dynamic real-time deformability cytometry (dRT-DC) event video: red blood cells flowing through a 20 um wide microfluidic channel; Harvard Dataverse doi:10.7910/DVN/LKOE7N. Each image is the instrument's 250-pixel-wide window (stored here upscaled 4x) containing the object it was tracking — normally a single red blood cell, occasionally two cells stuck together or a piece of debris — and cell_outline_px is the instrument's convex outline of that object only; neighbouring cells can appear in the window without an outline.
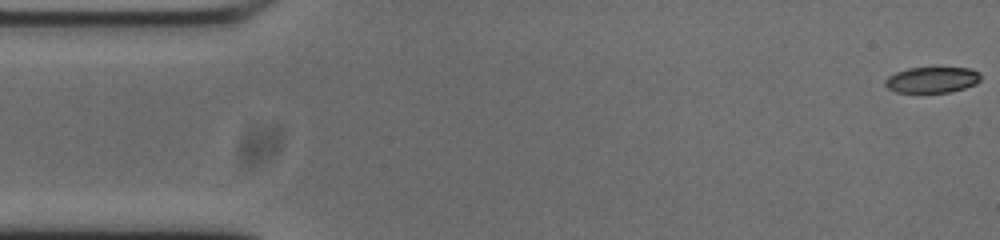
{"species": "common noctule bat (a hibernating species)", "species_latin": "Nyctalus noctula", "temperature_condition": "cold", "stored_images_in_passage": 54, "camera_frame_rate_fps": 3000, "um_per_image_px": 0.085, "animal": {"sex": "male", "body_mass_g": 20.0, "forearm_length_mm": 53.3}, "frame": {"image": 1, "passage_image": 1, "time_ms": 0.0, "image_size_px": [1000, 240], "cell_outline_px": [[980, 80], [976, 84], [964, 88], [948, 92], [896, 92], [888, 88], [884, 84], [884, 80], [888, 76], [896, 72], [908, 68], [968, 68], [980, 72]], "centroid_in_image_um": [79.21, 6.78], "position_along_channel_um": 5.8, "area_um2": 14.33}}
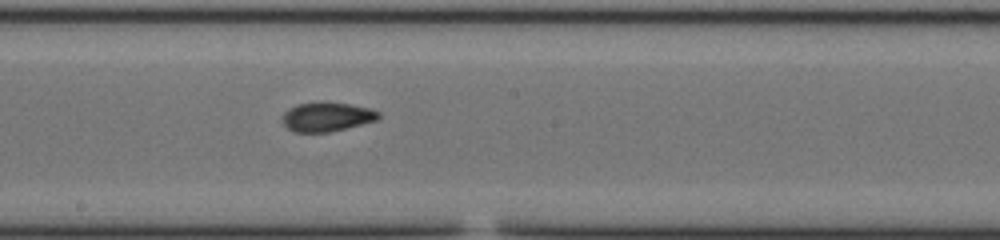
{"frame": {"image": 2, "passage_image": 28, "time_ms": 9.0, "image_size_px": [1000, 240], "cell_outline_px": [[380, 116], [376, 120], [328, 132], [292, 132], [284, 124], [284, 112], [288, 108], [296, 104], [324, 100], [372, 108], [380, 112]], "centroid_in_image_um": [27.77, 9.89], "position_along_channel_um": 220.4, "area_um2": 16.47}}
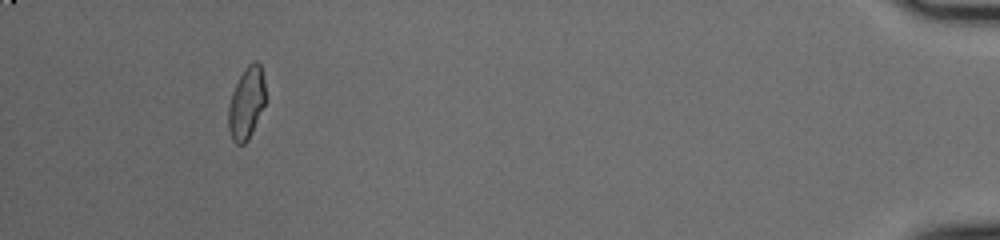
{"frame": {"image": 3, "passage_image": 50, "time_ms": 16.333, "image_size_px": [1000, 240], "cell_outline_px": [[264, 104], [252, 132], [248, 140], [244, 144], [236, 144], [232, 140], [228, 128], [228, 108], [232, 92], [244, 68], [248, 64], [256, 60], [260, 64], [264, 80]], "centroid_in_image_um": [20.92, 8.77], "position_along_channel_um": 414.3, "area_um2": 15.37}, "authors_computed_cell_mechanics": {"area_um2": 16.0684, "velocity_mm_per_s": 3.733, "shape_relaxation_time_tau1_ms": 6.3054, "shape_relaxation_time_tau2_ms": 1.7091, "deformation_change_tau1": 0.1651, "deformation_change_tau2": 0.0712}}